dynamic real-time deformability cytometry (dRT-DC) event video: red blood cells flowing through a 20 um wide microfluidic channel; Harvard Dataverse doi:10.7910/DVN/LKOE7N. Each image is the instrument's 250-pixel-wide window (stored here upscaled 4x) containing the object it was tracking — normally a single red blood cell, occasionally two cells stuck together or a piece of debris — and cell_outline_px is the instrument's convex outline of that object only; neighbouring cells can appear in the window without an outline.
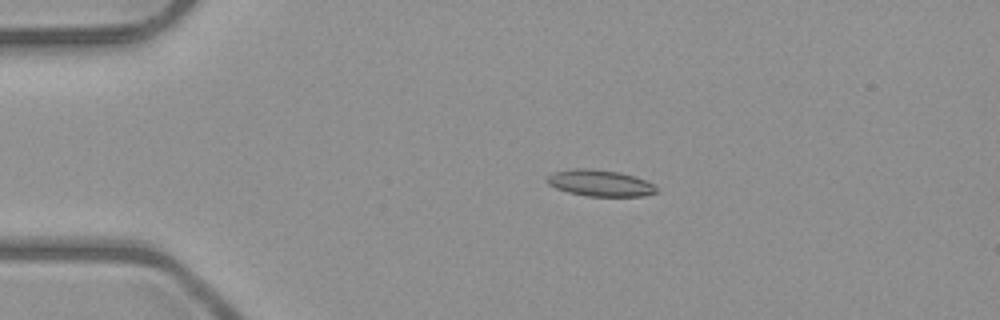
{"species": "common noctule bat (a hibernating species)", "species_latin": "Nyctalus noctula", "temperature_condition": "room temperature", "stored_images_in_passage": 4, "camera_frame_rate_fps": 3000, "um_per_image_px": 0.085, "animal": {"sex": "male", "body_mass_g": 23.1, "forearm_length_mm": 52.7}, "frame": {"image": 1, "passage_image": 2, "time_ms": 1.0, "image_size_px": [1000, 320], "cell_outline_px": [[656, 192], [644, 196], [588, 196], [568, 192], [556, 188], [548, 184], [548, 176], [552, 172], [576, 168], [592, 168], [616, 172], [632, 176], [644, 180], [652, 184], [656, 188]], "centroid_in_image_um": [50.96, 15.56], "position_along_channel_um": 34.0, "area_um2": 16.53}}